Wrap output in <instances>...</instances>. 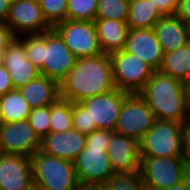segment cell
<instances>
[{
  "mask_svg": "<svg viewBox=\"0 0 190 190\" xmlns=\"http://www.w3.org/2000/svg\"><path fill=\"white\" fill-rule=\"evenodd\" d=\"M115 88L110 56L102 53L76 59L75 65L60 83V98L80 103Z\"/></svg>",
  "mask_w": 190,
  "mask_h": 190,
  "instance_id": "1",
  "label": "cell"
},
{
  "mask_svg": "<svg viewBox=\"0 0 190 190\" xmlns=\"http://www.w3.org/2000/svg\"><path fill=\"white\" fill-rule=\"evenodd\" d=\"M17 38L24 44L27 58L39 69L40 75L59 84L75 65L76 56L53 28L41 34H24Z\"/></svg>",
  "mask_w": 190,
  "mask_h": 190,
  "instance_id": "2",
  "label": "cell"
},
{
  "mask_svg": "<svg viewBox=\"0 0 190 190\" xmlns=\"http://www.w3.org/2000/svg\"><path fill=\"white\" fill-rule=\"evenodd\" d=\"M156 119L185 124L190 117V101L183 82L155 71L139 93Z\"/></svg>",
  "mask_w": 190,
  "mask_h": 190,
  "instance_id": "3",
  "label": "cell"
},
{
  "mask_svg": "<svg viewBox=\"0 0 190 190\" xmlns=\"http://www.w3.org/2000/svg\"><path fill=\"white\" fill-rule=\"evenodd\" d=\"M113 134L96 129L86 135L85 148L73 161L79 186L101 187L114 175L106 151Z\"/></svg>",
  "mask_w": 190,
  "mask_h": 190,
  "instance_id": "4",
  "label": "cell"
},
{
  "mask_svg": "<svg viewBox=\"0 0 190 190\" xmlns=\"http://www.w3.org/2000/svg\"><path fill=\"white\" fill-rule=\"evenodd\" d=\"M33 185L43 190H77L73 161L38 150L31 156Z\"/></svg>",
  "mask_w": 190,
  "mask_h": 190,
  "instance_id": "5",
  "label": "cell"
},
{
  "mask_svg": "<svg viewBox=\"0 0 190 190\" xmlns=\"http://www.w3.org/2000/svg\"><path fill=\"white\" fill-rule=\"evenodd\" d=\"M184 124L155 119L139 141L140 157H182Z\"/></svg>",
  "mask_w": 190,
  "mask_h": 190,
  "instance_id": "6",
  "label": "cell"
},
{
  "mask_svg": "<svg viewBox=\"0 0 190 190\" xmlns=\"http://www.w3.org/2000/svg\"><path fill=\"white\" fill-rule=\"evenodd\" d=\"M115 87L128 94H139L155 70L140 57L120 50L109 54Z\"/></svg>",
  "mask_w": 190,
  "mask_h": 190,
  "instance_id": "7",
  "label": "cell"
},
{
  "mask_svg": "<svg viewBox=\"0 0 190 190\" xmlns=\"http://www.w3.org/2000/svg\"><path fill=\"white\" fill-rule=\"evenodd\" d=\"M76 58L94 57L103 53L94 21L65 20L52 27Z\"/></svg>",
  "mask_w": 190,
  "mask_h": 190,
  "instance_id": "8",
  "label": "cell"
},
{
  "mask_svg": "<svg viewBox=\"0 0 190 190\" xmlns=\"http://www.w3.org/2000/svg\"><path fill=\"white\" fill-rule=\"evenodd\" d=\"M153 111L140 94H129L123 101L114 132L140 141L153 127Z\"/></svg>",
  "mask_w": 190,
  "mask_h": 190,
  "instance_id": "9",
  "label": "cell"
},
{
  "mask_svg": "<svg viewBox=\"0 0 190 190\" xmlns=\"http://www.w3.org/2000/svg\"><path fill=\"white\" fill-rule=\"evenodd\" d=\"M185 162L182 157H141L142 181L158 190H166L183 180Z\"/></svg>",
  "mask_w": 190,
  "mask_h": 190,
  "instance_id": "10",
  "label": "cell"
},
{
  "mask_svg": "<svg viewBox=\"0 0 190 190\" xmlns=\"http://www.w3.org/2000/svg\"><path fill=\"white\" fill-rule=\"evenodd\" d=\"M13 34H41L52 29L43 16L40 4L33 0H17L11 3L5 22Z\"/></svg>",
  "mask_w": 190,
  "mask_h": 190,
  "instance_id": "11",
  "label": "cell"
},
{
  "mask_svg": "<svg viewBox=\"0 0 190 190\" xmlns=\"http://www.w3.org/2000/svg\"><path fill=\"white\" fill-rule=\"evenodd\" d=\"M40 148L41 140L27 120L0 127V153L31 157Z\"/></svg>",
  "mask_w": 190,
  "mask_h": 190,
  "instance_id": "12",
  "label": "cell"
},
{
  "mask_svg": "<svg viewBox=\"0 0 190 190\" xmlns=\"http://www.w3.org/2000/svg\"><path fill=\"white\" fill-rule=\"evenodd\" d=\"M129 94L115 88L109 93L96 95L80 102L88 111L91 125L97 129L115 130L124 99Z\"/></svg>",
  "mask_w": 190,
  "mask_h": 190,
  "instance_id": "13",
  "label": "cell"
},
{
  "mask_svg": "<svg viewBox=\"0 0 190 190\" xmlns=\"http://www.w3.org/2000/svg\"><path fill=\"white\" fill-rule=\"evenodd\" d=\"M106 151L114 174L139 172L141 157L137 139L114 132Z\"/></svg>",
  "mask_w": 190,
  "mask_h": 190,
  "instance_id": "14",
  "label": "cell"
},
{
  "mask_svg": "<svg viewBox=\"0 0 190 190\" xmlns=\"http://www.w3.org/2000/svg\"><path fill=\"white\" fill-rule=\"evenodd\" d=\"M31 157L0 153V190H30Z\"/></svg>",
  "mask_w": 190,
  "mask_h": 190,
  "instance_id": "15",
  "label": "cell"
},
{
  "mask_svg": "<svg viewBox=\"0 0 190 190\" xmlns=\"http://www.w3.org/2000/svg\"><path fill=\"white\" fill-rule=\"evenodd\" d=\"M124 50L140 57L155 71L161 66L164 53L153 28L129 29Z\"/></svg>",
  "mask_w": 190,
  "mask_h": 190,
  "instance_id": "16",
  "label": "cell"
},
{
  "mask_svg": "<svg viewBox=\"0 0 190 190\" xmlns=\"http://www.w3.org/2000/svg\"><path fill=\"white\" fill-rule=\"evenodd\" d=\"M3 65L9 72L14 89L40 75L39 69L27 58L24 44L17 37L4 50Z\"/></svg>",
  "mask_w": 190,
  "mask_h": 190,
  "instance_id": "17",
  "label": "cell"
},
{
  "mask_svg": "<svg viewBox=\"0 0 190 190\" xmlns=\"http://www.w3.org/2000/svg\"><path fill=\"white\" fill-rule=\"evenodd\" d=\"M86 135L76 129L49 133L41 140L40 150L54 157L74 161L83 151Z\"/></svg>",
  "mask_w": 190,
  "mask_h": 190,
  "instance_id": "18",
  "label": "cell"
},
{
  "mask_svg": "<svg viewBox=\"0 0 190 190\" xmlns=\"http://www.w3.org/2000/svg\"><path fill=\"white\" fill-rule=\"evenodd\" d=\"M163 53L190 43V26L175 14L162 16L153 27Z\"/></svg>",
  "mask_w": 190,
  "mask_h": 190,
  "instance_id": "19",
  "label": "cell"
},
{
  "mask_svg": "<svg viewBox=\"0 0 190 190\" xmlns=\"http://www.w3.org/2000/svg\"><path fill=\"white\" fill-rule=\"evenodd\" d=\"M30 107L50 106L60 98V84L44 75L18 88Z\"/></svg>",
  "mask_w": 190,
  "mask_h": 190,
  "instance_id": "20",
  "label": "cell"
},
{
  "mask_svg": "<svg viewBox=\"0 0 190 190\" xmlns=\"http://www.w3.org/2000/svg\"><path fill=\"white\" fill-rule=\"evenodd\" d=\"M94 23L103 53L111 54L124 49L129 30L127 22L114 19H96Z\"/></svg>",
  "mask_w": 190,
  "mask_h": 190,
  "instance_id": "21",
  "label": "cell"
},
{
  "mask_svg": "<svg viewBox=\"0 0 190 190\" xmlns=\"http://www.w3.org/2000/svg\"><path fill=\"white\" fill-rule=\"evenodd\" d=\"M158 71L184 83L190 77V43L164 53Z\"/></svg>",
  "mask_w": 190,
  "mask_h": 190,
  "instance_id": "22",
  "label": "cell"
},
{
  "mask_svg": "<svg viewBox=\"0 0 190 190\" xmlns=\"http://www.w3.org/2000/svg\"><path fill=\"white\" fill-rule=\"evenodd\" d=\"M162 16L151 0H130L127 24L129 29L153 28Z\"/></svg>",
  "mask_w": 190,
  "mask_h": 190,
  "instance_id": "23",
  "label": "cell"
},
{
  "mask_svg": "<svg viewBox=\"0 0 190 190\" xmlns=\"http://www.w3.org/2000/svg\"><path fill=\"white\" fill-rule=\"evenodd\" d=\"M0 110L3 123L27 120L32 108L18 89L0 96Z\"/></svg>",
  "mask_w": 190,
  "mask_h": 190,
  "instance_id": "24",
  "label": "cell"
},
{
  "mask_svg": "<svg viewBox=\"0 0 190 190\" xmlns=\"http://www.w3.org/2000/svg\"><path fill=\"white\" fill-rule=\"evenodd\" d=\"M72 102L59 98L50 105V133L71 130Z\"/></svg>",
  "mask_w": 190,
  "mask_h": 190,
  "instance_id": "25",
  "label": "cell"
},
{
  "mask_svg": "<svg viewBox=\"0 0 190 190\" xmlns=\"http://www.w3.org/2000/svg\"><path fill=\"white\" fill-rule=\"evenodd\" d=\"M98 0H67V20L95 21Z\"/></svg>",
  "mask_w": 190,
  "mask_h": 190,
  "instance_id": "26",
  "label": "cell"
},
{
  "mask_svg": "<svg viewBox=\"0 0 190 190\" xmlns=\"http://www.w3.org/2000/svg\"><path fill=\"white\" fill-rule=\"evenodd\" d=\"M130 0H98L96 19L127 22Z\"/></svg>",
  "mask_w": 190,
  "mask_h": 190,
  "instance_id": "27",
  "label": "cell"
},
{
  "mask_svg": "<svg viewBox=\"0 0 190 190\" xmlns=\"http://www.w3.org/2000/svg\"><path fill=\"white\" fill-rule=\"evenodd\" d=\"M140 172L114 174L102 186L103 190H139Z\"/></svg>",
  "mask_w": 190,
  "mask_h": 190,
  "instance_id": "28",
  "label": "cell"
},
{
  "mask_svg": "<svg viewBox=\"0 0 190 190\" xmlns=\"http://www.w3.org/2000/svg\"><path fill=\"white\" fill-rule=\"evenodd\" d=\"M39 4L44 18L52 27L67 19V0H40Z\"/></svg>",
  "mask_w": 190,
  "mask_h": 190,
  "instance_id": "29",
  "label": "cell"
},
{
  "mask_svg": "<svg viewBox=\"0 0 190 190\" xmlns=\"http://www.w3.org/2000/svg\"><path fill=\"white\" fill-rule=\"evenodd\" d=\"M27 121L35 134L42 140L50 133V106L33 108Z\"/></svg>",
  "mask_w": 190,
  "mask_h": 190,
  "instance_id": "30",
  "label": "cell"
},
{
  "mask_svg": "<svg viewBox=\"0 0 190 190\" xmlns=\"http://www.w3.org/2000/svg\"><path fill=\"white\" fill-rule=\"evenodd\" d=\"M72 125L73 129L84 135H88L97 129L96 125H91L89 111L77 102H72Z\"/></svg>",
  "mask_w": 190,
  "mask_h": 190,
  "instance_id": "31",
  "label": "cell"
},
{
  "mask_svg": "<svg viewBox=\"0 0 190 190\" xmlns=\"http://www.w3.org/2000/svg\"><path fill=\"white\" fill-rule=\"evenodd\" d=\"M159 12L165 15H173L176 13L179 0H151Z\"/></svg>",
  "mask_w": 190,
  "mask_h": 190,
  "instance_id": "32",
  "label": "cell"
},
{
  "mask_svg": "<svg viewBox=\"0 0 190 190\" xmlns=\"http://www.w3.org/2000/svg\"><path fill=\"white\" fill-rule=\"evenodd\" d=\"M16 38L6 23H0V51H4Z\"/></svg>",
  "mask_w": 190,
  "mask_h": 190,
  "instance_id": "33",
  "label": "cell"
},
{
  "mask_svg": "<svg viewBox=\"0 0 190 190\" xmlns=\"http://www.w3.org/2000/svg\"><path fill=\"white\" fill-rule=\"evenodd\" d=\"M182 159L185 163H190V117L184 124Z\"/></svg>",
  "mask_w": 190,
  "mask_h": 190,
  "instance_id": "34",
  "label": "cell"
},
{
  "mask_svg": "<svg viewBox=\"0 0 190 190\" xmlns=\"http://www.w3.org/2000/svg\"><path fill=\"white\" fill-rule=\"evenodd\" d=\"M14 90L11 77L4 65L0 66V96Z\"/></svg>",
  "mask_w": 190,
  "mask_h": 190,
  "instance_id": "35",
  "label": "cell"
},
{
  "mask_svg": "<svg viewBox=\"0 0 190 190\" xmlns=\"http://www.w3.org/2000/svg\"><path fill=\"white\" fill-rule=\"evenodd\" d=\"M175 15L190 24V0H179Z\"/></svg>",
  "mask_w": 190,
  "mask_h": 190,
  "instance_id": "36",
  "label": "cell"
},
{
  "mask_svg": "<svg viewBox=\"0 0 190 190\" xmlns=\"http://www.w3.org/2000/svg\"><path fill=\"white\" fill-rule=\"evenodd\" d=\"M11 3L8 0H0V23H5L9 14Z\"/></svg>",
  "mask_w": 190,
  "mask_h": 190,
  "instance_id": "37",
  "label": "cell"
},
{
  "mask_svg": "<svg viewBox=\"0 0 190 190\" xmlns=\"http://www.w3.org/2000/svg\"><path fill=\"white\" fill-rule=\"evenodd\" d=\"M183 181L186 187L190 190V163H185L184 165Z\"/></svg>",
  "mask_w": 190,
  "mask_h": 190,
  "instance_id": "38",
  "label": "cell"
},
{
  "mask_svg": "<svg viewBox=\"0 0 190 190\" xmlns=\"http://www.w3.org/2000/svg\"><path fill=\"white\" fill-rule=\"evenodd\" d=\"M166 190H189V189L186 187L184 181L182 180L178 182L177 184H174L173 186L169 187Z\"/></svg>",
  "mask_w": 190,
  "mask_h": 190,
  "instance_id": "39",
  "label": "cell"
},
{
  "mask_svg": "<svg viewBox=\"0 0 190 190\" xmlns=\"http://www.w3.org/2000/svg\"><path fill=\"white\" fill-rule=\"evenodd\" d=\"M139 190H158V189H156L155 187H153L151 185H148V184L142 182L140 184V189Z\"/></svg>",
  "mask_w": 190,
  "mask_h": 190,
  "instance_id": "40",
  "label": "cell"
},
{
  "mask_svg": "<svg viewBox=\"0 0 190 190\" xmlns=\"http://www.w3.org/2000/svg\"><path fill=\"white\" fill-rule=\"evenodd\" d=\"M184 85L190 101V77L184 82Z\"/></svg>",
  "mask_w": 190,
  "mask_h": 190,
  "instance_id": "41",
  "label": "cell"
},
{
  "mask_svg": "<svg viewBox=\"0 0 190 190\" xmlns=\"http://www.w3.org/2000/svg\"><path fill=\"white\" fill-rule=\"evenodd\" d=\"M77 190H103L101 187L80 186Z\"/></svg>",
  "mask_w": 190,
  "mask_h": 190,
  "instance_id": "42",
  "label": "cell"
},
{
  "mask_svg": "<svg viewBox=\"0 0 190 190\" xmlns=\"http://www.w3.org/2000/svg\"><path fill=\"white\" fill-rule=\"evenodd\" d=\"M3 52L4 51H0V66L3 65Z\"/></svg>",
  "mask_w": 190,
  "mask_h": 190,
  "instance_id": "43",
  "label": "cell"
},
{
  "mask_svg": "<svg viewBox=\"0 0 190 190\" xmlns=\"http://www.w3.org/2000/svg\"><path fill=\"white\" fill-rule=\"evenodd\" d=\"M30 190H43V189H41V188H39V187H37V186L33 185V186L31 187V189H30Z\"/></svg>",
  "mask_w": 190,
  "mask_h": 190,
  "instance_id": "44",
  "label": "cell"
},
{
  "mask_svg": "<svg viewBox=\"0 0 190 190\" xmlns=\"http://www.w3.org/2000/svg\"><path fill=\"white\" fill-rule=\"evenodd\" d=\"M3 125V121H2V118H1V110H0V127Z\"/></svg>",
  "mask_w": 190,
  "mask_h": 190,
  "instance_id": "45",
  "label": "cell"
},
{
  "mask_svg": "<svg viewBox=\"0 0 190 190\" xmlns=\"http://www.w3.org/2000/svg\"><path fill=\"white\" fill-rule=\"evenodd\" d=\"M10 3L16 2L17 0H8Z\"/></svg>",
  "mask_w": 190,
  "mask_h": 190,
  "instance_id": "46",
  "label": "cell"
}]
</instances>
